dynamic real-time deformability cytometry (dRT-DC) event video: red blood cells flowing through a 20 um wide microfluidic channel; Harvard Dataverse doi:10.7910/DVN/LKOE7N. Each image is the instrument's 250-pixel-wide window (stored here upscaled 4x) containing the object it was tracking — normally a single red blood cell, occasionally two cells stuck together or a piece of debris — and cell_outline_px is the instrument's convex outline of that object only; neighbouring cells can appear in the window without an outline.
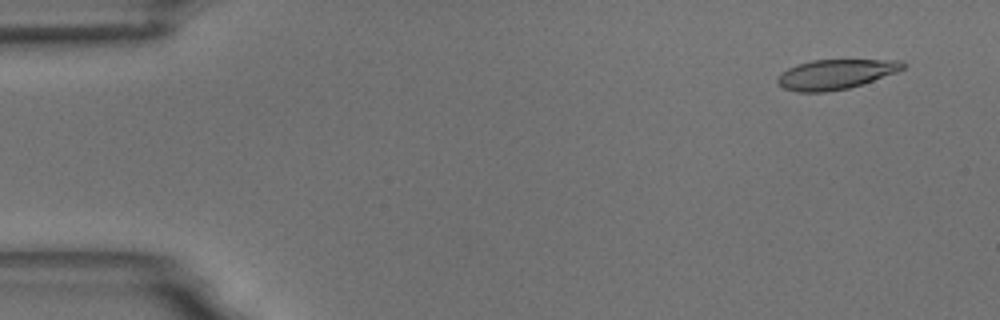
{"species": "common noctule bat (a hibernating species)", "species_latin": "Nyctalus noctula", "temperature_condition": "room temperature", "stored_images_in_passage": 15, "camera_frame_rate_fps": 3000, "um_per_image_px": 0.085, "animal": {"sex": "male", "body_mass_g": 18.8}, "frame": {"image": 1, "passage_image": 4, "time_ms": 1.0, "image_size_px": [1000, 320], "cell_outline_px": [[908, 64], [904, 68], [896, 72], [848, 88], [824, 92], [796, 92], [784, 88], [776, 80], [780, 72], [796, 64], [812, 60], [904, 60]], "centroid_in_image_um": [71.01, 6.3], "position_along_channel_um": 14.0, "area_um2": 21.68}}